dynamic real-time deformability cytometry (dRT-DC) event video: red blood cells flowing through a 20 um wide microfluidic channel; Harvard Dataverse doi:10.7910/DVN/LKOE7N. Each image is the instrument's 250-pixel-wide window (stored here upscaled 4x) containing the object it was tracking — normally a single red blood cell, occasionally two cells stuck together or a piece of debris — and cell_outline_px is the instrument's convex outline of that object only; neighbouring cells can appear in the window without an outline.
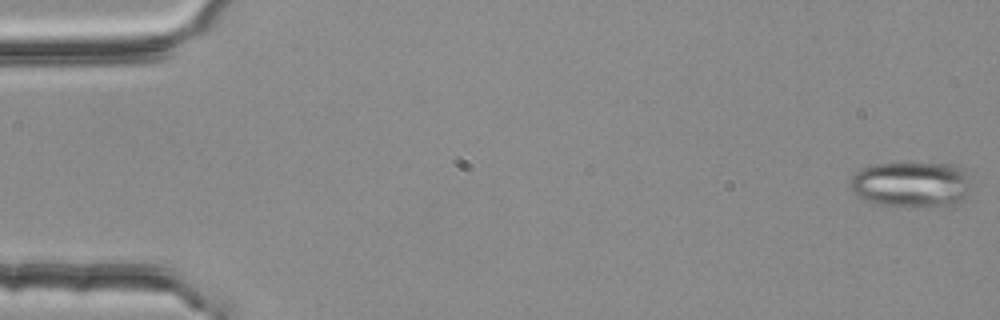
{"species": "common noctule bat (a hibernating species)", "species_latin": "Nyctalus noctula", "temperature_condition": "room temperature", "stored_images_in_passage": 4, "camera_frame_rate_fps": 3000, "um_per_image_px": 0.085, "animal": {"sex": "female", "body_mass_g": 25.1}, "frame": {"image": 1, "passage_image": 1, "time_ms": 0.0, "image_size_px": [1000, 320], "cell_outline_px": [[972, 176], [964, 196], [960, 204], [916, 208], [908, 208], [876, 204], [864, 200], [856, 196], [848, 188], [848, 184], [852, 176], [860, 168], [872, 164], [952, 164], [964, 168]], "centroid_in_image_um": [77.43, 15.7], "position_along_channel_um": 7.6, "area_um2": 33.06}}